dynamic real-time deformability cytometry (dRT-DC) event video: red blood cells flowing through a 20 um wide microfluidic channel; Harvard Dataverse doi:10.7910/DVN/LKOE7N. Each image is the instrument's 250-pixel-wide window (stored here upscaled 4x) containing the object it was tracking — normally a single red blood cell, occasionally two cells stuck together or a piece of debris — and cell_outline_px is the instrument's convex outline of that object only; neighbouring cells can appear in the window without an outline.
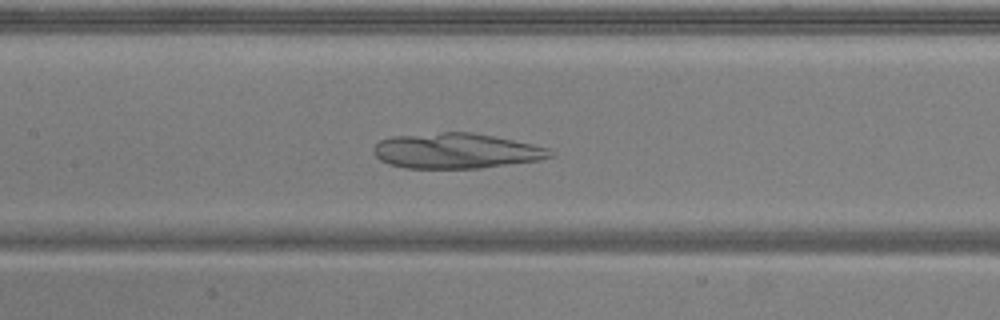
{"species": "common noctule bat (a hibernating species)", "species_latin": "Nyctalus noctula", "temperature_condition": "warm", "stored_images_in_passage": 50, "camera_frame_rate_fps": 3000, "um_per_image_px": 0.085, "animal": {"sex": "male", "body_mass_g": 20.5, "forearm_length_mm": 52.5}, "frame": {"image": 1, "passage_image": 22, "time_ms": 7.0, "image_size_px": [1000, 320], "cell_outline_px": [[556, 156], [540, 160], [480, 168], [404, 168], [388, 164], [380, 160], [372, 152], [372, 148], [380, 140], [392, 136], [440, 132], [472, 132], [532, 144], [548, 148]], "centroid_in_image_um": [38.74, 12.82], "position_along_channel_um": 168.7, "area_um2": 36.41}}